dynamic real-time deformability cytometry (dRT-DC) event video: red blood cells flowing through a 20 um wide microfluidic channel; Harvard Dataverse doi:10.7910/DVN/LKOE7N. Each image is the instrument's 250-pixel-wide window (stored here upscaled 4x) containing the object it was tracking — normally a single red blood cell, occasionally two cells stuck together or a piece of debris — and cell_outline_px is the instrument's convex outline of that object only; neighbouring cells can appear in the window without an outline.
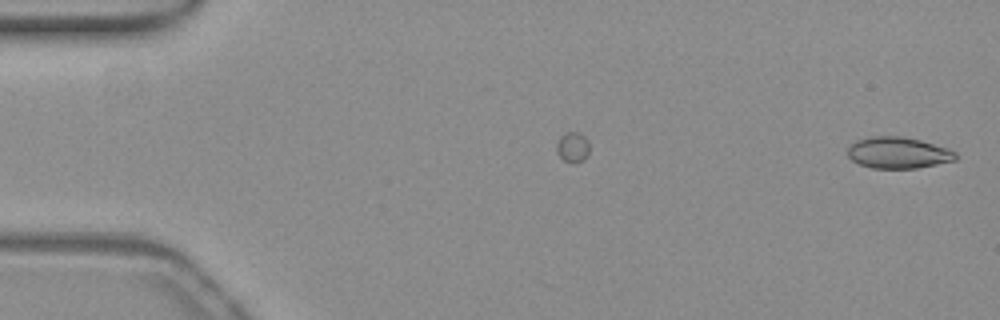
{"species": "common noctule bat (a hibernating species)", "species_latin": "Nyctalus noctula", "temperature_condition": "warm", "stored_images_in_passage": 20, "camera_frame_rate_fps": 3000, "um_per_image_px": 0.085, "animal": {"sex": "female", "body_mass_g": 19.3, "forearm_length_mm": 54.1}, "frame": {"image": 1, "passage_image": 1, "time_ms": 0.0, "image_size_px": [1000, 320], "cell_outline_px": [[956, 160], [916, 168], [872, 168], [860, 164], [852, 160], [848, 156], [848, 144], [856, 140], [868, 136], [900, 136], [920, 140], [948, 148], [956, 152]], "centroid_in_image_um": [76.31, 12.97], "position_along_channel_um": 8.7, "area_um2": 19.77}}
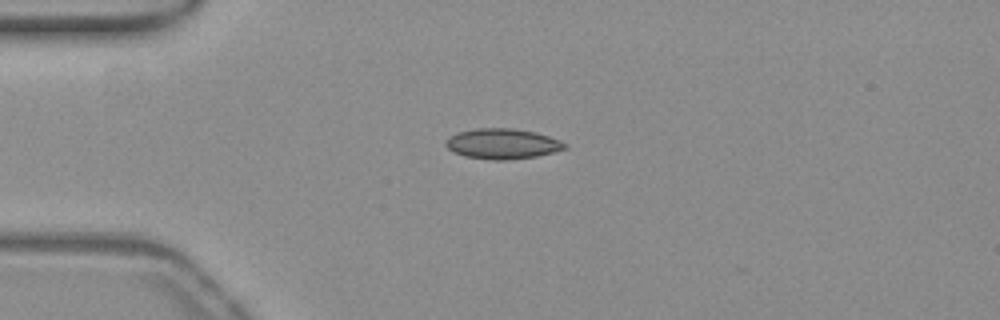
{"frame": {"image": 2, "passage_image": 13, "time_ms": 4.0, "image_size_px": [1000, 320], "cell_outline_px": [[568, 148], [536, 156], [508, 160], [492, 160], [464, 156], [452, 152], [444, 144], [448, 136], [460, 132], [476, 128], [512, 128], [536, 132], [560, 140], [568, 144]], "centroid_in_image_um": [42.7, 12.22], "position_along_channel_um": 42.3, "area_um2": 21.15}}
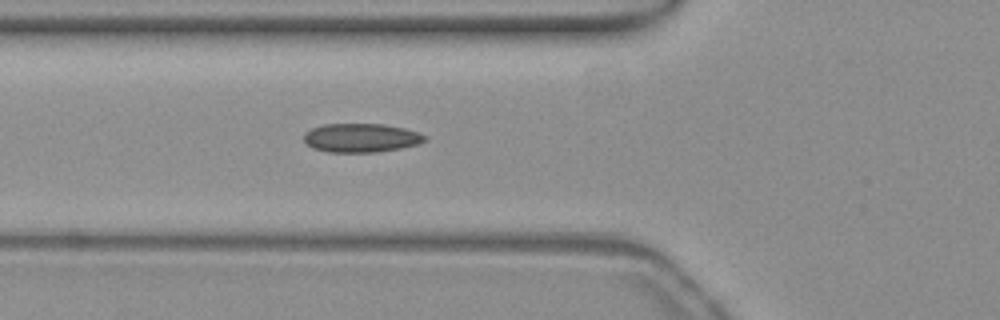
{"frame": {"image": 3, "passage_image": 19, "time_ms": 6.0, "image_size_px": [1000, 320], "cell_outline_px": [[428, 140], [420, 144], [400, 148], [376, 152], [328, 152], [312, 148], [304, 144], [304, 132], [312, 128], [324, 124], [384, 124], [404, 128], [428, 136]], "centroid_in_image_um": [30.69, 11.72], "position_along_channel_um": 95.1, "area_um2": 20.52}}